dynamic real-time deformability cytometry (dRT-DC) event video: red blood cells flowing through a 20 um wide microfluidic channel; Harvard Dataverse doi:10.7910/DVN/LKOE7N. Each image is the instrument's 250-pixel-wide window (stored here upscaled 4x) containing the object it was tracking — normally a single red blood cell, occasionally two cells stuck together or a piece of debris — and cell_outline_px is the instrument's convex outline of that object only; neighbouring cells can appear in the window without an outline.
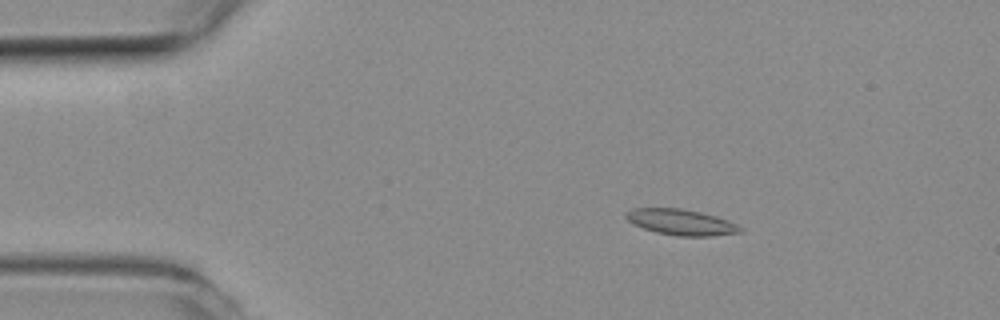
{"species": "common noctule bat (a hibernating species)", "species_latin": "Nyctalus noctula", "temperature_condition": "room temperature", "stored_images_in_passage": 52, "camera_frame_rate_fps": 3000, "um_per_image_px": 0.085, "animal": {"sex": "female", "body_mass_g": 19.3, "forearm_length_mm": 54.1}, "frame": {"image": 1, "passage_image": 9, "time_ms": 2.667, "image_size_px": [1000, 320], "cell_outline_px": [[744, 228], [740, 232], [712, 236], [676, 236], [656, 232], [632, 224], [624, 216], [624, 212], [632, 208], [680, 208], [700, 212], [716, 216], [728, 220]], "centroid_in_image_um": [57.86, 18.88], "position_along_channel_um": 27.1, "area_um2": 17.28}}
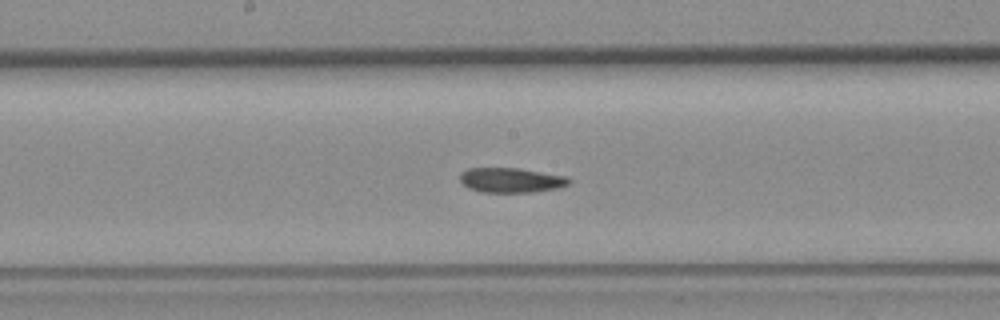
{"frame": {"image": 2, "passage_image": 27, "time_ms": 8.667, "image_size_px": [1000, 320], "cell_outline_px": [[572, 180], [568, 184], [556, 188], [532, 192], [480, 192], [468, 188], [460, 180], [460, 172], [468, 168], [520, 168], [568, 176]], "centroid_in_image_um": [43.44, 15.3], "position_along_channel_um": 204.8, "area_um2": 15.84}}
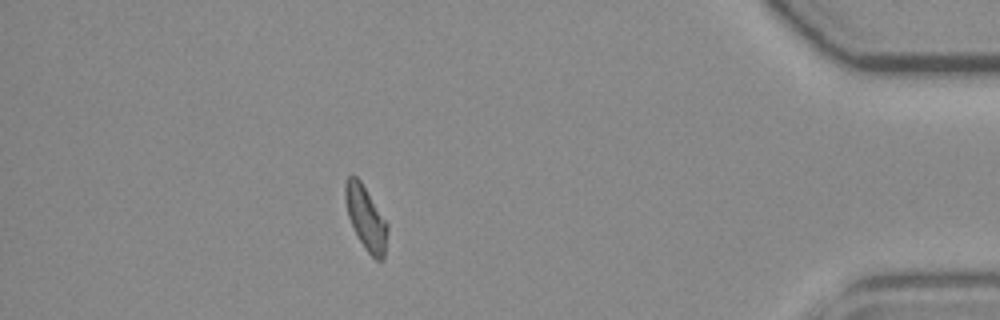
{"frame": {"image": 3, "passage_image": 46, "time_ms": 15.0, "image_size_px": [1000, 320], "cell_outline_px": [[388, 228], [384, 260], [376, 260], [364, 248], [348, 216], [344, 196], [344, 184], [348, 176], [356, 176], [360, 180], [388, 224]], "centroid_in_image_um": [31.1, 18.53], "position_along_channel_um": 404.1, "area_um2": 15.49}, "authors_computed_cell_mechanics": {"area_um2": 16.0973, "velocity_mm_per_s": 3.9573, "shape_relaxation_time_tau1_ms": 8.0423, "shape_relaxation_time_tau2_ms": 6.6223, "deformation_change_tau1": 0.1875, "deformation_change_tau2": 0.0854}}